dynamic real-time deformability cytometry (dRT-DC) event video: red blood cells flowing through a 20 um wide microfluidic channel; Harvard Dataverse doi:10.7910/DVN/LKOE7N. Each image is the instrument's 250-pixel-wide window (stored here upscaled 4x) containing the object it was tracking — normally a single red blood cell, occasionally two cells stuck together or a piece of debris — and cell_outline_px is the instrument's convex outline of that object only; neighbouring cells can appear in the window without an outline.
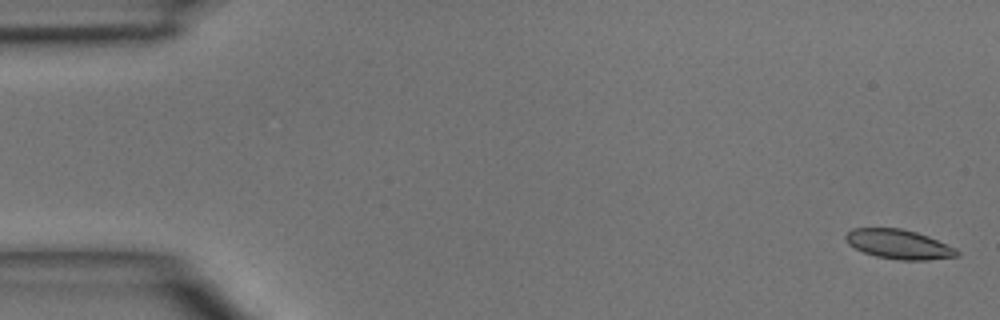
{"species": "common noctule bat (a hibernating species)", "species_latin": "Nyctalus noctula", "temperature_condition": "room temperature", "stored_images_in_passage": 5, "segment_of_instrument_passage": [1, 2], "camera_frame_rate_fps": 3000, "um_per_image_px": 0.085, "animal": {"sex": "male", "body_mass_g": 15.6}, "frame": {"image": 1, "passage_image": 1, "time_ms": 0.0, "image_size_px": [1000, 320], "cell_outline_px": [[960, 256], [928, 260], [900, 260], [876, 256], [864, 252], [848, 244], [844, 236], [852, 228], [900, 228], [916, 232], [928, 236], [956, 248], [960, 252]], "centroid_in_image_um": [76.42, 20.76], "position_along_channel_um": 8.6, "area_um2": 19.07}}